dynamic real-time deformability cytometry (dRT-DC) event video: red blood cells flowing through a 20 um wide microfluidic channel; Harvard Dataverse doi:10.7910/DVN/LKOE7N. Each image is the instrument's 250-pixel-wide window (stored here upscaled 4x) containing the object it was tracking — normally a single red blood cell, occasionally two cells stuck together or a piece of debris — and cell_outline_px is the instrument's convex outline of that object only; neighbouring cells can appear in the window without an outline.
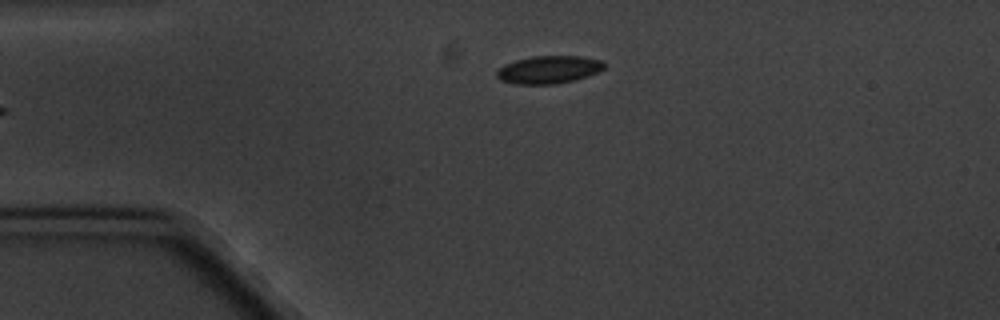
{"species": "common noctule bat (a hibernating species)", "species_latin": "Nyctalus noctula", "temperature_condition": "cold", "stored_images_in_passage": 5, "camera_frame_rate_fps": 3000, "um_per_image_px": 0.085, "animal": {"sex": "male", "body_mass_g": 20.1, "forearm_length_mm": 53.5}, "frame": {"image": 1, "passage_image": 5, "time_ms": 4.667, "image_size_px": [1000, 320], "cell_outline_px": [[604, 68], [600, 72], [576, 80], [556, 84], [516, 84], [500, 80], [496, 76], [496, 72], [504, 64], [516, 60], [532, 56], [580, 56], [600, 60], [604, 64]], "centroid_in_image_um": [46.64, 5.92], "position_along_channel_um": 38.4, "area_um2": 17.46}}